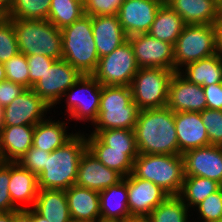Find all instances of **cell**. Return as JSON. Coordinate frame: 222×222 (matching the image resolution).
Wrapping results in <instances>:
<instances>
[{
	"label": "cell",
	"instance_id": "5bb4252c",
	"mask_svg": "<svg viewBox=\"0 0 222 222\" xmlns=\"http://www.w3.org/2000/svg\"><path fill=\"white\" fill-rule=\"evenodd\" d=\"M128 193V207L132 217L146 218L169 194L151 181L135 177L132 173L125 177Z\"/></svg>",
	"mask_w": 222,
	"mask_h": 222
},
{
	"label": "cell",
	"instance_id": "f35d334b",
	"mask_svg": "<svg viewBox=\"0 0 222 222\" xmlns=\"http://www.w3.org/2000/svg\"><path fill=\"white\" fill-rule=\"evenodd\" d=\"M210 145L222 146V110L205 109L200 112Z\"/></svg>",
	"mask_w": 222,
	"mask_h": 222
},
{
	"label": "cell",
	"instance_id": "ab89813d",
	"mask_svg": "<svg viewBox=\"0 0 222 222\" xmlns=\"http://www.w3.org/2000/svg\"><path fill=\"white\" fill-rule=\"evenodd\" d=\"M50 152L41 150L39 148L31 147L18 161V163L28 169L35 175H39L45 168L47 158Z\"/></svg>",
	"mask_w": 222,
	"mask_h": 222
},
{
	"label": "cell",
	"instance_id": "277c9868",
	"mask_svg": "<svg viewBox=\"0 0 222 222\" xmlns=\"http://www.w3.org/2000/svg\"><path fill=\"white\" fill-rule=\"evenodd\" d=\"M140 109L133 101L130 86H103L94 130H134Z\"/></svg>",
	"mask_w": 222,
	"mask_h": 222
},
{
	"label": "cell",
	"instance_id": "74e56055",
	"mask_svg": "<svg viewBox=\"0 0 222 222\" xmlns=\"http://www.w3.org/2000/svg\"><path fill=\"white\" fill-rule=\"evenodd\" d=\"M19 53L16 34L11 19L6 18L0 24V63L7 62Z\"/></svg>",
	"mask_w": 222,
	"mask_h": 222
},
{
	"label": "cell",
	"instance_id": "52a82bcc",
	"mask_svg": "<svg viewBox=\"0 0 222 222\" xmlns=\"http://www.w3.org/2000/svg\"><path fill=\"white\" fill-rule=\"evenodd\" d=\"M215 24L185 25L174 45V71L216 54Z\"/></svg>",
	"mask_w": 222,
	"mask_h": 222
},
{
	"label": "cell",
	"instance_id": "f546056e",
	"mask_svg": "<svg viewBox=\"0 0 222 222\" xmlns=\"http://www.w3.org/2000/svg\"><path fill=\"white\" fill-rule=\"evenodd\" d=\"M185 25L182 17L164 2L158 9L148 33L158 40L175 45Z\"/></svg>",
	"mask_w": 222,
	"mask_h": 222
},
{
	"label": "cell",
	"instance_id": "7bdbcfd3",
	"mask_svg": "<svg viewBox=\"0 0 222 222\" xmlns=\"http://www.w3.org/2000/svg\"><path fill=\"white\" fill-rule=\"evenodd\" d=\"M10 182V162L0 161V212L17 211L12 204V199L8 190Z\"/></svg>",
	"mask_w": 222,
	"mask_h": 222
},
{
	"label": "cell",
	"instance_id": "11a10c76",
	"mask_svg": "<svg viewBox=\"0 0 222 222\" xmlns=\"http://www.w3.org/2000/svg\"><path fill=\"white\" fill-rule=\"evenodd\" d=\"M126 222H150L147 218L143 217H133L131 219H128Z\"/></svg>",
	"mask_w": 222,
	"mask_h": 222
},
{
	"label": "cell",
	"instance_id": "816d5d0a",
	"mask_svg": "<svg viewBox=\"0 0 222 222\" xmlns=\"http://www.w3.org/2000/svg\"><path fill=\"white\" fill-rule=\"evenodd\" d=\"M217 21H222V0H217Z\"/></svg>",
	"mask_w": 222,
	"mask_h": 222
},
{
	"label": "cell",
	"instance_id": "484cf974",
	"mask_svg": "<svg viewBox=\"0 0 222 222\" xmlns=\"http://www.w3.org/2000/svg\"><path fill=\"white\" fill-rule=\"evenodd\" d=\"M32 209L48 222H71L65 190L39 189Z\"/></svg>",
	"mask_w": 222,
	"mask_h": 222
},
{
	"label": "cell",
	"instance_id": "ac0fdd59",
	"mask_svg": "<svg viewBox=\"0 0 222 222\" xmlns=\"http://www.w3.org/2000/svg\"><path fill=\"white\" fill-rule=\"evenodd\" d=\"M122 179L118 172L106 167L86 149L79 160L75 185L101 192Z\"/></svg>",
	"mask_w": 222,
	"mask_h": 222
},
{
	"label": "cell",
	"instance_id": "44dd1931",
	"mask_svg": "<svg viewBox=\"0 0 222 222\" xmlns=\"http://www.w3.org/2000/svg\"><path fill=\"white\" fill-rule=\"evenodd\" d=\"M92 31L99 58L112 53L128 38L118 15L92 16Z\"/></svg>",
	"mask_w": 222,
	"mask_h": 222
},
{
	"label": "cell",
	"instance_id": "4dcf8cb0",
	"mask_svg": "<svg viewBox=\"0 0 222 222\" xmlns=\"http://www.w3.org/2000/svg\"><path fill=\"white\" fill-rule=\"evenodd\" d=\"M222 186L209 178L198 176H184L179 197L187 205V207L195 208L208 195L215 193Z\"/></svg>",
	"mask_w": 222,
	"mask_h": 222
},
{
	"label": "cell",
	"instance_id": "83f0119b",
	"mask_svg": "<svg viewBox=\"0 0 222 222\" xmlns=\"http://www.w3.org/2000/svg\"><path fill=\"white\" fill-rule=\"evenodd\" d=\"M87 149L106 167L115 170L123 178L130 175L134 161L125 154V150L109 149L96 135L85 134Z\"/></svg>",
	"mask_w": 222,
	"mask_h": 222
},
{
	"label": "cell",
	"instance_id": "5b68a950",
	"mask_svg": "<svg viewBox=\"0 0 222 222\" xmlns=\"http://www.w3.org/2000/svg\"><path fill=\"white\" fill-rule=\"evenodd\" d=\"M18 50L26 56L45 55L62 59V34L49 20L11 19Z\"/></svg>",
	"mask_w": 222,
	"mask_h": 222
},
{
	"label": "cell",
	"instance_id": "ee69618b",
	"mask_svg": "<svg viewBox=\"0 0 222 222\" xmlns=\"http://www.w3.org/2000/svg\"><path fill=\"white\" fill-rule=\"evenodd\" d=\"M27 88L9 80L0 82V106L5 107Z\"/></svg>",
	"mask_w": 222,
	"mask_h": 222
},
{
	"label": "cell",
	"instance_id": "2e32d148",
	"mask_svg": "<svg viewBox=\"0 0 222 222\" xmlns=\"http://www.w3.org/2000/svg\"><path fill=\"white\" fill-rule=\"evenodd\" d=\"M168 107L173 112H201L207 109L203 87L174 72L168 88Z\"/></svg>",
	"mask_w": 222,
	"mask_h": 222
},
{
	"label": "cell",
	"instance_id": "f5cc1de1",
	"mask_svg": "<svg viewBox=\"0 0 222 222\" xmlns=\"http://www.w3.org/2000/svg\"><path fill=\"white\" fill-rule=\"evenodd\" d=\"M33 222H48L47 219L43 218L42 216L38 215L34 210H33Z\"/></svg>",
	"mask_w": 222,
	"mask_h": 222
},
{
	"label": "cell",
	"instance_id": "9a60e30c",
	"mask_svg": "<svg viewBox=\"0 0 222 222\" xmlns=\"http://www.w3.org/2000/svg\"><path fill=\"white\" fill-rule=\"evenodd\" d=\"M165 0H123L118 17L127 37L148 33Z\"/></svg>",
	"mask_w": 222,
	"mask_h": 222
},
{
	"label": "cell",
	"instance_id": "9c48e42d",
	"mask_svg": "<svg viewBox=\"0 0 222 222\" xmlns=\"http://www.w3.org/2000/svg\"><path fill=\"white\" fill-rule=\"evenodd\" d=\"M102 85L93 75H82L62 96L67 115L76 121L94 124L98 118Z\"/></svg>",
	"mask_w": 222,
	"mask_h": 222
},
{
	"label": "cell",
	"instance_id": "8d00e7d4",
	"mask_svg": "<svg viewBox=\"0 0 222 222\" xmlns=\"http://www.w3.org/2000/svg\"><path fill=\"white\" fill-rule=\"evenodd\" d=\"M4 68L7 80L29 88V66L26 55L19 52L4 63Z\"/></svg>",
	"mask_w": 222,
	"mask_h": 222
},
{
	"label": "cell",
	"instance_id": "d590c367",
	"mask_svg": "<svg viewBox=\"0 0 222 222\" xmlns=\"http://www.w3.org/2000/svg\"><path fill=\"white\" fill-rule=\"evenodd\" d=\"M195 209L196 212L198 211L199 217L197 219H200V222H218L222 218V187L215 193L208 195L193 211Z\"/></svg>",
	"mask_w": 222,
	"mask_h": 222
},
{
	"label": "cell",
	"instance_id": "ba28073f",
	"mask_svg": "<svg viewBox=\"0 0 222 222\" xmlns=\"http://www.w3.org/2000/svg\"><path fill=\"white\" fill-rule=\"evenodd\" d=\"M174 72L160 67L139 68L130 88L133 101L140 110L166 107Z\"/></svg>",
	"mask_w": 222,
	"mask_h": 222
},
{
	"label": "cell",
	"instance_id": "db71d44e",
	"mask_svg": "<svg viewBox=\"0 0 222 222\" xmlns=\"http://www.w3.org/2000/svg\"><path fill=\"white\" fill-rule=\"evenodd\" d=\"M7 80L4 64L0 63V82Z\"/></svg>",
	"mask_w": 222,
	"mask_h": 222
},
{
	"label": "cell",
	"instance_id": "7402d4cb",
	"mask_svg": "<svg viewBox=\"0 0 222 222\" xmlns=\"http://www.w3.org/2000/svg\"><path fill=\"white\" fill-rule=\"evenodd\" d=\"M65 193L72 221L101 222L99 192L73 185Z\"/></svg>",
	"mask_w": 222,
	"mask_h": 222
},
{
	"label": "cell",
	"instance_id": "603a6c76",
	"mask_svg": "<svg viewBox=\"0 0 222 222\" xmlns=\"http://www.w3.org/2000/svg\"><path fill=\"white\" fill-rule=\"evenodd\" d=\"M101 222H126L133 218L128 207L125 178L99 192Z\"/></svg>",
	"mask_w": 222,
	"mask_h": 222
},
{
	"label": "cell",
	"instance_id": "bcb514c9",
	"mask_svg": "<svg viewBox=\"0 0 222 222\" xmlns=\"http://www.w3.org/2000/svg\"><path fill=\"white\" fill-rule=\"evenodd\" d=\"M12 222H33V209L12 211Z\"/></svg>",
	"mask_w": 222,
	"mask_h": 222
},
{
	"label": "cell",
	"instance_id": "cb8c5ba5",
	"mask_svg": "<svg viewBox=\"0 0 222 222\" xmlns=\"http://www.w3.org/2000/svg\"><path fill=\"white\" fill-rule=\"evenodd\" d=\"M35 126H7L0 133V161L18 162L32 147Z\"/></svg>",
	"mask_w": 222,
	"mask_h": 222
},
{
	"label": "cell",
	"instance_id": "f6af8a7d",
	"mask_svg": "<svg viewBox=\"0 0 222 222\" xmlns=\"http://www.w3.org/2000/svg\"><path fill=\"white\" fill-rule=\"evenodd\" d=\"M207 108L222 110V83L203 86Z\"/></svg>",
	"mask_w": 222,
	"mask_h": 222
},
{
	"label": "cell",
	"instance_id": "4316f807",
	"mask_svg": "<svg viewBox=\"0 0 222 222\" xmlns=\"http://www.w3.org/2000/svg\"><path fill=\"white\" fill-rule=\"evenodd\" d=\"M52 119L53 118L50 119L49 116L48 119L46 118L35 125L32 147L52 152L61 147L75 134L73 131L72 133L67 132V125L69 123Z\"/></svg>",
	"mask_w": 222,
	"mask_h": 222
},
{
	"label": "cell",
	"instance_id": "681fc988",
	"mask_svg": "<svg viewBox=\"0 0 222 222\" xmlns=\"http://www.w3.org/2000/svg\"><path fill=\"white\" fill-rule=\"evenodd\" d=\"M0 222H12V211L0 212Z\"/></svg>",
	"mask_w": 222,
	"mask_h": 222
},
{
	"label": "cell",
	"instance_id": "3957f363",
	"mask_svg": "<svg viewBox=\"0 0 222 222\" xmlns=\"http://www.w3.org/2000/svg\"><path fill=\"white\" fill-rule=\"evenodd\" d=\"M62 59L82 75H92L98 66L99 56L92 31V16L80 19L61 30Z\"/></svg>",
	"mask_w": 222,
	"mask_h": 222
},
{
	"label": "cell",
	"instance_id": "d4e9b609",
	"mask_svg": "<svg viewBox=\"0 0 222 222\" xmlns=\"http://www.w3.org/2000/svg\"><path fill=\"white\" fill-rule=\"evenodd\" d=\"M186 25L216 24L217 0H165Z\"/></svg>",
	"mask_w": 222,
	"mask_h": 222
},
{
	"label": "cell",
	"instance_id": "f1b7e54d",
	"mask_svg": "<svg viewBox=\"0 0 222 222\" xmlns=\"http://www.w3.org/2000/svg\"><path fill=\"white\" fill-rule=\"evenodd\" d=\"M189 82L200 86L222 83V59L217 55L186 64L178 71Z\"/></svg>",
	"mask_w": 222,
	"mask_h": 222
},
{
	"label": "cell",
	"instance_id": "6da1fadb",
	"mask_svg": "<svg viewBox=\"0 0 222 222\" xmlns=\"http://www.w3.org/2000/svg\"><path fill=\"white\" fill-rule=\"evenodd\" d=\"M134 134L139 154L178 155L175 112L168 107L140 110Z\"/></svg>",
	"mask_w": 222,
	"mask_h": 222
},
{
	"label": "cell",
	"instance_id": "1f68e13d",
	"mask_svg": "<svg viewBox=\"0 0 222 222\" xmlns=\"http://www.w3.org/2000/svg\"><path fill=\"white\" fill-rule=\"evenodd\" d=\"M84 14V2L81 0H51L47 20L62 30Z\"/></svg>",
	"mask_w": 222,
	"mask_h": 222
},
{
	"label": "cell",
	"instance_id": "f907efd6",
	"mask_svg": "<svg viewBox=\"0 0 222 222\" xmlns=\"http://www.w3.org/2000/svg\"><path fill=\"white\" fill-rule=\"evenodd\" d=\"M4 107L0 106V133L5 129Z\"/></svg>",
	"mask_w": 222,
	"mask_h": 222
},
{
	"label": "cell",
	"instance_id": "e0dca14e",
	"mask_svg": "<svg viewBox=\"0 0 222 222\" xmlns=\"http://www.w3.org/2000/svg\"><path fill=\"white\" fill-rule=\"evenodd\" d=\"M184 176L209 178L222 186V146L208 145L182 154Z\"/></svg>",
	"mask_w": 222,
	"mask_h": 222
},
{
	"label": "cell",
	"instance_id": "e575fe53",
	"mask_svg": "<svg viewBox=\"0 0 222 222\" xmlns=\"http://www.w3.org/2000/svg\"><path fill=\"white\" fill-rule=\"evenodd\" d=\"M51 0H14L7 18L23 20H47Z\"/></svg>",
	"mask_w": 222,
	"mask_h": 222
},
{
	"label": "cell",
	"instance_id": "60d3db41",
	"mask_svg": "<svg viewBox=\"0 0 222 222\" xmlns=\"http://www.w3.org/2000/svg\"><path fill=\"white\" fill-rule=\"evenodd\" d=\"M123 0H85L84 13L89 16L117 15Z\"/></svg>",
	"mask_w": 222,
	"mask_h": 222
},
{
	"label": "cell",
	"instance_id": "30bf717a",
	"mask_svg": "<svg viewBox=\"0 0 222 222\" xmlns=\"http://www.w3.org/2000/svg\"><path fill=\"white\" fill-rule=\"evenodd\" d=\"M138 70L132 45L127 40L112 53L99 58L92 75L103 86H130Z\"/></svg>",
	"mask_w": 222,
	"mask_h": 222
},
{
	"label": "cell",
	"instance_id": "d6a6232c",
	"mask_svg": "<svg viewBox=\"0 0 222 222\" xmlns=\"http://www.w3.org/2000/svg\"><path fill=\"white\" fill-rule=\"evenodd\" d=\"M92 131H90V134L96 135L109 149L125 150V154L133 161L139 155L134 130L106 129Z\"/></svg>",
	"mask_w": 222,
	"mask_h": 222
},
{
	"label": "cell",
	"instance_id": "8992f818",
	"mask_svg": "<svg viewBox=\"0 0 222 222\" xmlns=\"http://www.w3.org/2000/svg\"><path fill=\"white\" fill-rule=\"evenodd\" d=\"M132 174L151 181L169 195H179L184 181L183 156L139 154L134 160Z\"/></svg>",
	"mask_w": 222,
	"mask_h": 222
},
{
	"label": "cell",
	"instance_id": "ffe728a7",
	"mask_svg": "<svg viewBox=\"0 0 222 222\" xmlns=\"http://www.w3.org/2000/svg\"><path fill=\"white\" fill-rule=\"evenodd\" d=\"M8 190L12 204L18 210L31 209L39 192L38 176L22 167L18 162H10Z\"/></svg>",
	"mask_w": 222,
	"mask_h": 222
},
{
	"label": "cell",
	"instance_id": "c3c4849f",
	"mask_svg": "<svg viewBox=\"0 0 222 222\" xmlns=\"http://www.w3.org/2000/svg\"><path fill=\"white\" fill-rule=\"evenodd\" d=\"M14 0H0V9L8 14L12 8Z\"/></svg>",
	"mask_w": 222,
	"mask_h": 222
},
{
	"label": "cell",
	"instance_id": "b9f144b4",
	"mask_svg": "<svg viewBox=\"0 0 222 222\" xmlns=\"http://www.w3.org/2000/svg\"><path fill=\"white\" fill-rule=\"evenodd\" d=\"M29 66V88H32L56 61L55 59L45 55H30L26 56Z\"/></svg>",
	"mask_w": 222,
	"mask_h": 222
},
{
	"label": "cell",
	"instance_id": "7dc6e473",
	"mask_svg": "<svg viewBox=\"0 0 222 222\" xmlns=\"http://www.w3.org/2000/svg\"><path fill=\"white\" fill-rule=\"evenodd\" d=\"M216 54L222 59V21H216Z\"/></svg>",
	"mask_w": 222,
	"mask_h": 222
},
{
	"label": "cell",
	"instance_id": "7a4b0ae2",
	"mask_svg": "<svg viewBox=\"0 0 222 222\" xmlns=\"http://www.w3.org/2000/svg\"><path fill=\"white\" fill-rule=\"evenodd\" d=\"M86 149V136L78 131L61 147L50 152L45 168L38 175L39 189L67 190L75 185L79 160Z\"/></svg>",
	"mask_w": 222,
	"mask_h": 222
},
{
	"label": "cell",
	"instance_id": "9f6ffc18",
	"mask_svg": "<svg viewBox=\"0 0 222 222\" xmlns=\"http://www.w3.org/2000/svg\"><path fill=\"white\" fill-rule=\"evenodd\" d=\"M7 18V14L0 9V24Z\"/></svg>",
	"mask_w": 222,
	"mask_h": 222
},
{
	"label": "cell",
	"instance_id": "836d02e7",
	"mask_svg": "<svg viewBox=\"0 0 222 222\" xmlns=\"http://www.w3.org/2000/svg\"><path fill=\"white\" fill-rule=\"evenodd\" d=\"M190 210L178 195H169L146 218L150 222H189Z\"/></svg>",
	"mask_w": 222,
	"mask_h": 222
},
{
	"label": "cell",
	"instance_id": "4fadbf2b",
	"mask_svg": "<svg viewBox=\"0 0 222 222\" xmlns=\"http://www.w3.org/2000/svg\"><path fill=\"white\" fill-rule=\"evenodd\" d=\"M48 111H51L48 104L32 88H27L11 104L4 107L5 125L6 127L35 126L47 118Z\"/></svg>",
	"mask_w": 222,
	"mask_h": 222
},
{
	"label": "cell",
	"instance_id": "8fae6325",
	"mask_svg": "<svg viewBox=\"0 0 222 222\" xmlns=\"http://www.w3.org/2000/svg\"><path fill=\"white\" fill-rule=\"evenodd\" d=\"M82 76L64 59L56 60L32 90L52 109L61 102L63 94Z\"/></svg>",
	"mask_w": 222,
	"mask_h": 222
},
{
	"label": "cell",
	"instance_id": "7c38bea8",
	"mask_svg": "<svg viewBox=\"0 0 222 222\" xmlns=\"http://www.w3.org/2000/svg\"><path fill=\"white\" fill-rule=\"evenodd\" d=\"M139 68L160 67L174 71V45L149 33L129 36Z\"/></svg>",
	"mask_w": 222,
	"mask_h": 222
},
{
	"label": "cell",
	"instance_id": "d6986e66",
	"mask_svg": "<svg viewBox=\"0 0 222 222\" xmlns=\"http://www.w3.org/2000/svg\"><path fill=\"white\" fill-rule=\"evenodd\" d=\"M178 155L210 145L206 127L199 112H175Z\"/></svg>",
	"mask_w": 222,
	"mask_h": 222
}]
</instances>
